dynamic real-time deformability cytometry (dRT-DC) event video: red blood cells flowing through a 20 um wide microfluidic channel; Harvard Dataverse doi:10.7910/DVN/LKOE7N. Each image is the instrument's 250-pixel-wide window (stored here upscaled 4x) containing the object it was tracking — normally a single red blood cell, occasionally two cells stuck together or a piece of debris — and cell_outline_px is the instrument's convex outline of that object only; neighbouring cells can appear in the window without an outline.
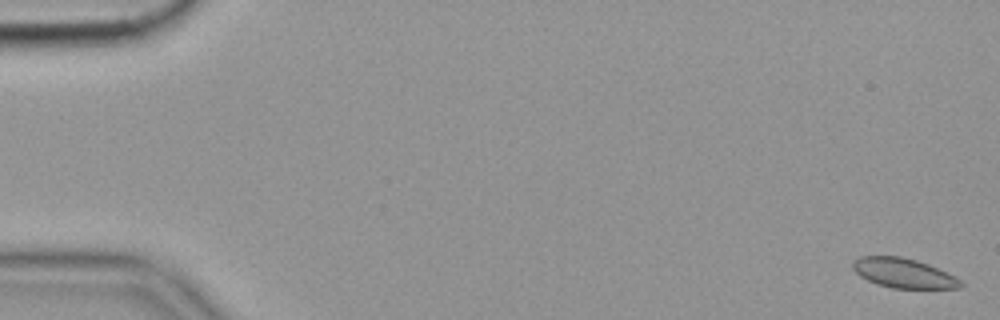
{"species": "common noctule bat (a hibernating species)", "species_latin": "Nyctalus noctula", "temperature_condition": "cold", "stored_images_in_passage": 58, "camera_frame_rate_fps": 3000, "um_per_image_px": 0.085, "animal": {"sex": "female", "body_mass_g": 19.9}, "frame": {"image": 1, "passage_image": 2, "time_ms": 0.333, "image_size_px": [1000, 320], "cell_outline_px": [[964, 284], [960, 288], [892, 288], [876, 284], [860, 276], [852, 268], [852, 264], [860, 256], [900, 256], [916, 260], [928, 264], [960, 280]], "centroid_in_image_um": [76.76, 23.21], "position_along_channel_um": 8.2, "area_um2": 18.32}}
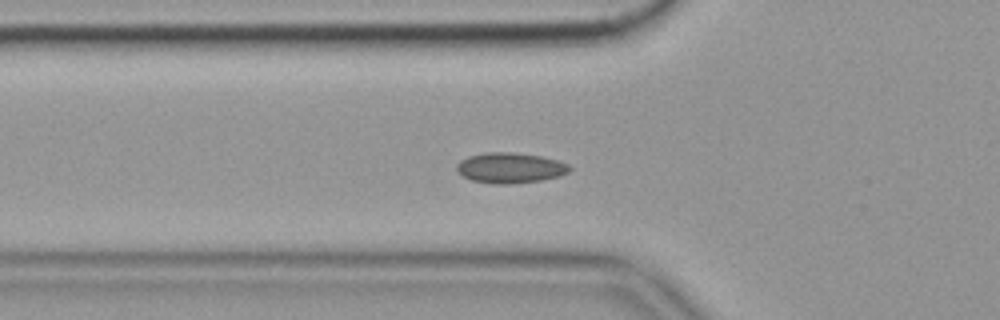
{"frame": {"image": 2, "passage_image": 21, "time_ms": 6.667, "image_size_px": [1000, 320], "cell_outline_px": [[572, 168], [568, 172], [560, 176], [540, 180], [508, 184], [492, 184], [472, 180], [456, 172], [456, 164], [460, 160], [468, 156], [484, 152], [512, 152], [540, 156], [556, 160], [568, 164]], "centroid_in_image_um": [43.33, 14.26], "position_along_channel_um": 82.5, "area_um2": 20.06}}
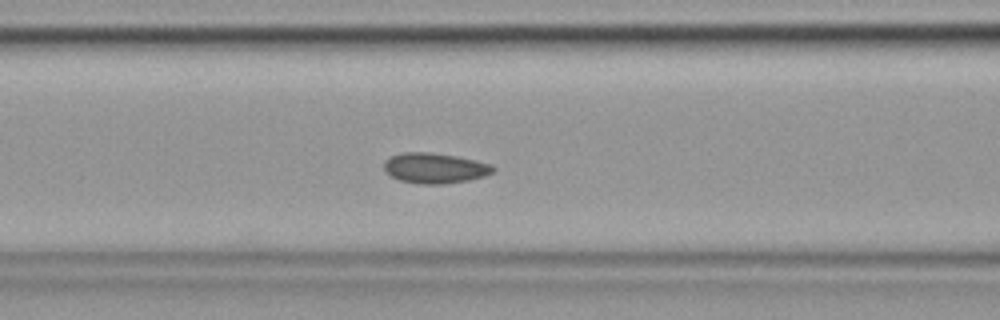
{"frame": {"image": 3, "passage_image": 25, "time_ms": 8.0, "image_size_px": [1000, 320], "cell_outline_px": [[496, 168], [492, 172], [484, 176], [468, 180], [444, 184], [420, 184], [400, 180], [392, 176], [384, 168], [384, 160], [400, 152], [428, 152], [456, 156], [476, 160], [492, 164]], "centroid_in_image_um": [36.97, 14.28], "position_along_channel_um": 129.6, "area_um2": 19.25}, "authors_computed_cell_mechanics": {"area_um2": 18.8428, "velocity_mm_per_s": 3.5225, "shape_relaxation_time_tau1_ms": null, "shape_relaxation_time_tau2_ms": 1.9684, "deformation_change_tau1": null, "deformation_change_tau2": 0.0455}}